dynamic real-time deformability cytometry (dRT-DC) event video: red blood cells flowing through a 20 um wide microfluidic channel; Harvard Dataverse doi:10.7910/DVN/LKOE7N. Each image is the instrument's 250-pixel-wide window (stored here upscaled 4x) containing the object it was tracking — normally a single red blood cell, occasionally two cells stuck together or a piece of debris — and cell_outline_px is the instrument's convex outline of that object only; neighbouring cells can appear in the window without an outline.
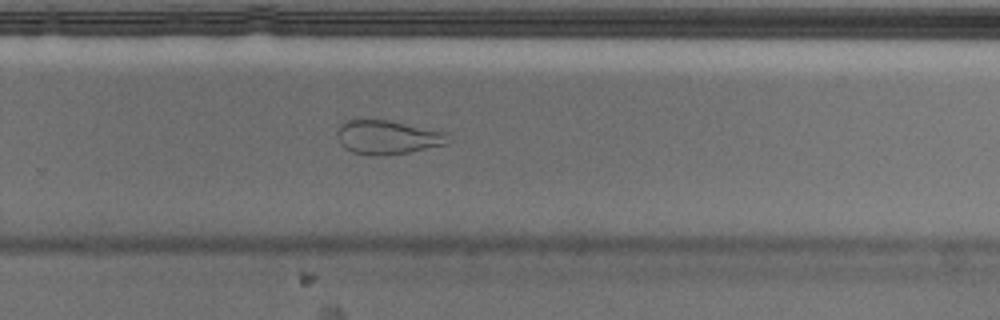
{"species": "Egyptian fruit bat (a non-hibernating species)", "species_latin": "Rousettus aegyptiacus", "temperature_condition": "cold", "stored_images_in_passage": 44, "camera_frame_rate_fps": 3000, "um_per_image_px": 0.085, "animal": {"sex": "male"}, "frame": {"image": 1, "passage_image": 26, "time_ms": 8.333, "image_size_px": [1000, 320], "cell_outline_px": [[452, 140], [448, 144], [408, 152], [384, 156], [372, 156], [352, 152], [344, 148], [340, 144], [336, 132], [340, 124], [344, 120], [376, 116], [448, 132]], "centroid_in_image_um": [32.94, 11.61], "position_along_channel_um": 296.9, "area_um2": 23.29}, "authors_computed_cell_mechanics": {"area_um2": 23.6113, "velocity_mm_per_s": 3.6826, "shape_relaxation_time_tau1_ms": null, "shape_relaxation_time_tau2_ms": 2.355, "deformation_change_tau1": null, "deformation_change_tau2": 0.0856}}